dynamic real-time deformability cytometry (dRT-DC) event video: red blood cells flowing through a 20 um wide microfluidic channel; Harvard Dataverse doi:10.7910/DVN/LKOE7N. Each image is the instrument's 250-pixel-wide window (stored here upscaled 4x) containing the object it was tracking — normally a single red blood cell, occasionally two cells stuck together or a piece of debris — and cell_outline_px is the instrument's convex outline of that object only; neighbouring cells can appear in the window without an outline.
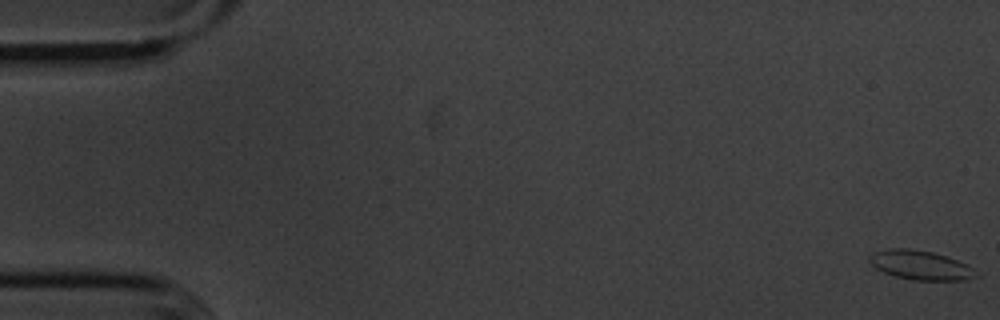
{"species": "common noctule bat (a hibernating species)", "species_latin": "Nyctalus noctula", "temperature_condition": "cold", "stored_images_in_passage": 17, "camera_frame_rate_fps": 3000, "um_per_image_px": 0.085, "animal": {"sex": "male", "body_mass_g": 20.1, "forearm_length_mm": 53.5}, "frame": {"image": 1, "passage_image": 1, "time_ms": 0.0, "image_size_px": [1000, 320], "cell_outline_px": [[980, 276], [968, 280], [912, 280], [896, 276], [884, 272], [876, 268], [868, 260], [868, 256], [876, 252], [888, 248], [912, 248], [932, 252], [968, 264]], "centroid_in_image_um": [78.26, 22.54], "position_along_channel_um": 6.7, "area_um2": 18.15}}